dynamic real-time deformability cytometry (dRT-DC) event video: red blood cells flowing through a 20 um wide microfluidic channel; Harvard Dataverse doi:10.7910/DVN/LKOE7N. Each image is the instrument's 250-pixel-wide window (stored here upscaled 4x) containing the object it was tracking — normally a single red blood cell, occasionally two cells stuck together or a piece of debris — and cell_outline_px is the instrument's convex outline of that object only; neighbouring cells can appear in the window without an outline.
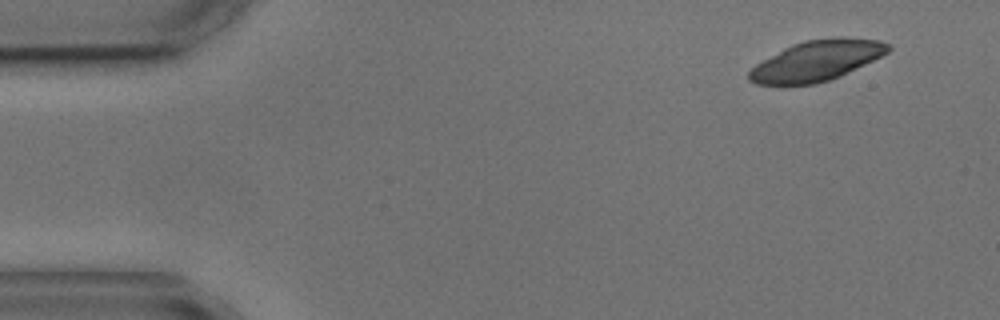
{"species": "common noctule bat (a hibernating species)", "species_latin": "Nyctalus noctula", "temperature_condition": "cold", "stored_images_in_passage": 2, "camera_frame_rate_fps": 3000, "um_per_image_px": 0.085, "animal": {"sex": "male", "body_mass_g": 17.9, "forearm_length_mm": 54.2}, "frame": {"image": 1, "passage_image": 1, "time_ms": 0.0, "image_size_px": [1000, 320], "cell_outline_px": [[892, 48], [888, 52], [840, 76], [816, 84], [756, 84], [748, 80], [748, 72], [756, 64], [784, 48], [792, 44], [804, 40], [832, 36], [844, 36], [880, 40], [892, 44]], "centroid_in_image_um": [69.45, 5.13], "position_along_channel_um": 15.6, "area_um2": 32.77}}